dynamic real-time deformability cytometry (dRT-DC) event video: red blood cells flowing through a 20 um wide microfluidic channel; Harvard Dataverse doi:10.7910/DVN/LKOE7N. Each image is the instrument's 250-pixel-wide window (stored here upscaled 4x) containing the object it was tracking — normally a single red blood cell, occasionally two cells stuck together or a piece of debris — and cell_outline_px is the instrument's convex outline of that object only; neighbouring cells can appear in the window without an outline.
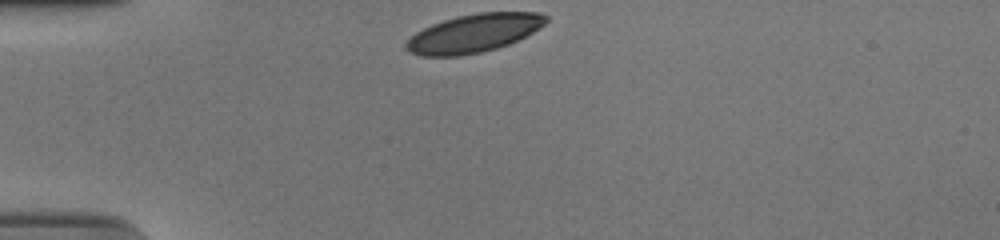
{"species": "human", "species_latin": "Homo sapiens", "temperature_condition": "cold", "stored_images_in_passage": 32, "camera_frame_rate_fps": 3000, "um_per_image_px": 0.085, "donor": {"sex": "male"}, "frame": {"image": 1, "passage_image": 1, "time_ms": 0.0, "image_size_px": [1000, 240], "cell_outline_px": [[548, 20], [544, 24], [532, 32], [508, 44], [496, 48], [480, 52], [456, 56], [420, 56], [408, 52], [404, 48], [404, 44], [416, 32], [432, 24], [456, 16], [480, 12], [540, 12], [548, 16]], "centroid_in_image_um": [40.25, 2.82], "position_along_channel_um": 44.8, "area_um2": 31.04}}
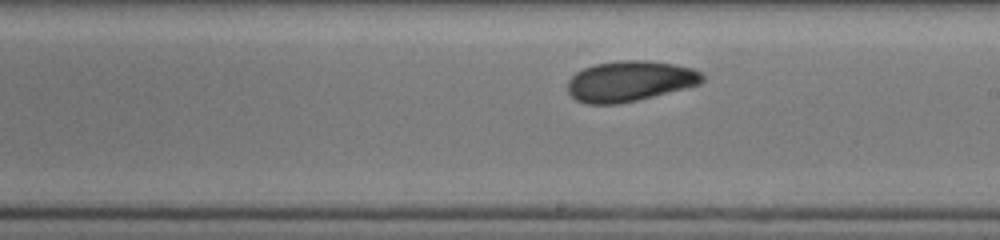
{"frame": {"image": 2, "passage_image": 19, "time_ms": 6.0, "image_size_px": [1000, 240], "cell_outline_px": [[704, 80], [700, 84], [620, 104], [588, 104], [576, 100], [568, 92], [568, 80], [576, 72], [584, 68], [596, 64], [616, 60], [648, 60], [676, 64], [692, 68], [700, 72], [704, 76]], "centroid_in_image_um": [53.52, 6.89], "position_along_channel_um": 235.5, "area_um2": 31.79}}
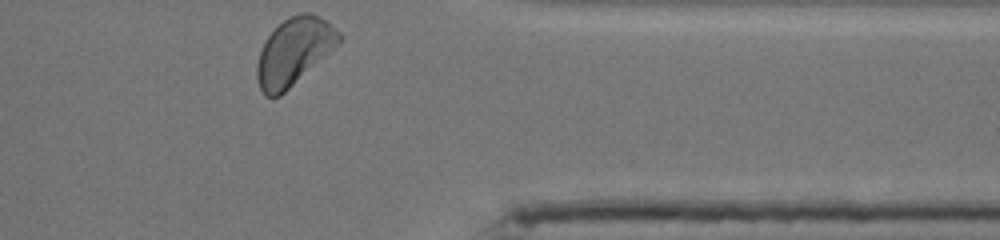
{"frame": {"image": 3, "passage_image": 32, "time_ms": 10.333, "image_size_px": [1000, 240], "cell_outline_px": [[340, 40], [324, 56], [280, 96], [264, 96], [260, 88], [256, 76], [256, 64], [260, 52], [268, 36], [288, 16], [300, 12], [308, 12], [324, 20], [336, 28], [340, 32]], "centroid_in_image_um": [24.94, 4.37], "position_along_channel_um": 386.5, "area_um2": 31.15}, "authors_computed_cell_mechanics": {"area_um2": 31.6455, "velocity_mm_per_s": 3.6991, "shape_relaxation_time_tau1_ms": 2.5201, "shape_relaxation_time_tau2_ms": 3.598, "deformation_change_tau1": 0.1047, "deformation_change_tau2": 0.0834}}